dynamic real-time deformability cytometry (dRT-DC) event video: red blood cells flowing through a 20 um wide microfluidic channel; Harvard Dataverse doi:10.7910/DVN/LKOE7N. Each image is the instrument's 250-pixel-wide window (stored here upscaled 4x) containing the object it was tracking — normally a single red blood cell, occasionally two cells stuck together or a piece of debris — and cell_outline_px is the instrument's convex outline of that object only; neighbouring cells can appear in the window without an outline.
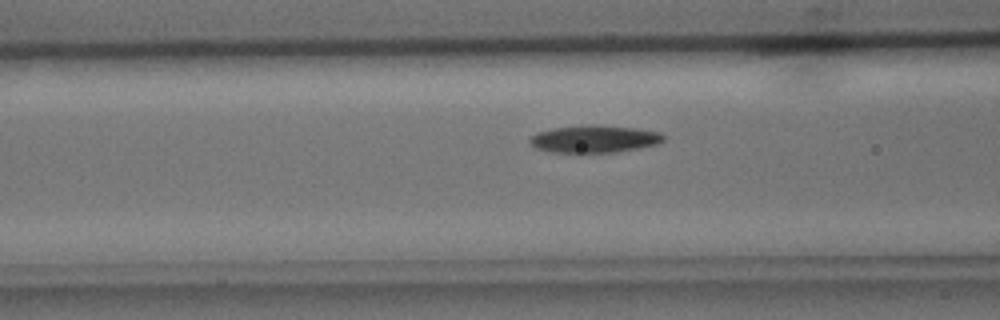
{"species": "common noctule bat (a hibernating species)", "species_latin": "Nyctalus noctula", "temperature_condition": "cold", "stored_images_in_passage": 32, "camera_frame_rate_fps": 3000, "um_per_image_px": 0.085, "animal": {"sex": "male", "body_mass_g": 15.6}, "frame": {"image": 1, "passage_image": 11, "time_ms": 3.333, "image_size_px": [1000, 320], "cell_outline_px": [[664, 140], [656, 144], [640, 148], [616, 152], [552, 152], [536, 148], [528, 144], [528, 140], [536, 132], [552, 128], [592, 124], [636, 128], [660, 132], [664, 136]], "centroid_in_image_um": [50.49, 11.8], "position_along_channel_um": 116.1, "area_um2": 21.39}}
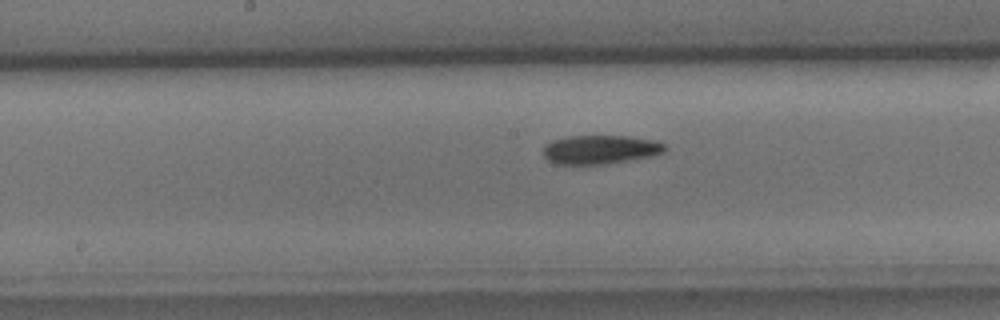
{"frame": {"image": 2, "passage_image": 17, "time_ms": 5.333, "image_size_px": [1000, 320], "cell_outline_px": [[668, 148], [664, 152], [656, 156], [604, 164], [556, 164], [548, 160], [544, 156], [544, 144], [552, 140], [568, 136], [628, 136], [656, 140], [664, 144]], "centroid_in_image_um": [51.06, 12.71], "position_along_channel_um": 197.1, "area_um2": 20.69}}
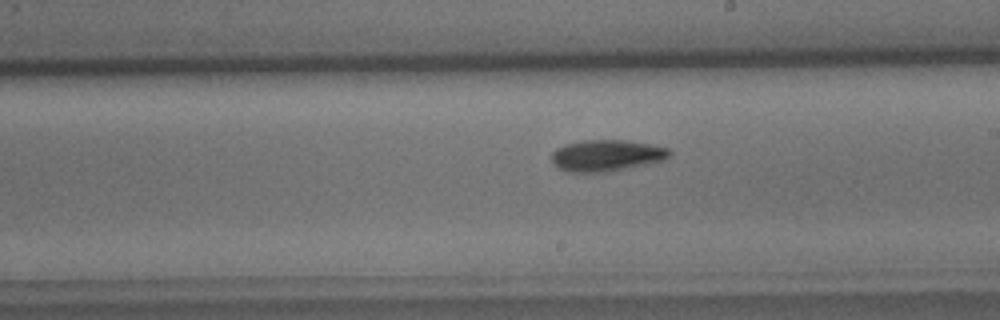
{"frame": {"image": 3, "passage_image": 20, "time_ms": 6.333, "image_size_px": [1000, 320], "cell_outline_px": [[672, 152], [664, 160], [648, 164], [608, 172], [568, 172], [560, 168], [552, 160], [552, 152], [556, 148], [564, 144], [580, 140], [624, 140], [648, 144], [668, 148]], "centroid_in_image_um": [51.55, 13.21], "position_along_channel_um": 237.5, "area_um2": 21.56}}